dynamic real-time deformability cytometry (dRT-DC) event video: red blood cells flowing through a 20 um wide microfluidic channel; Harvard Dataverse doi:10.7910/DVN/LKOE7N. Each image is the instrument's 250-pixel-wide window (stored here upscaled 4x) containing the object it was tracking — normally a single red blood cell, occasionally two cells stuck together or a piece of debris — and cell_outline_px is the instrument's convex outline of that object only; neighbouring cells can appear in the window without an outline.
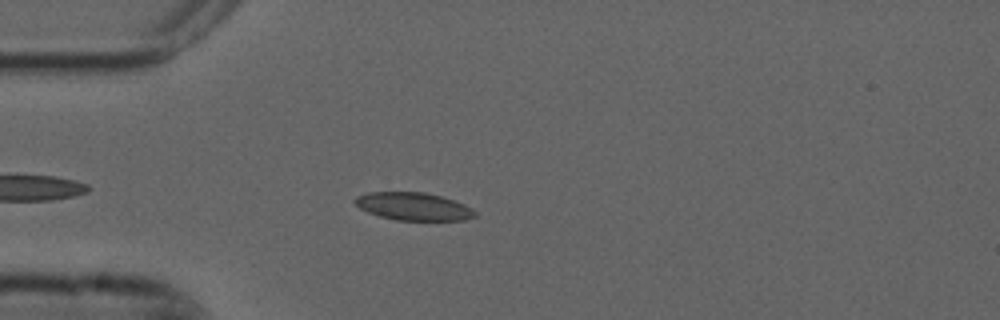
{"species": "common noctule bat (a hibernating species)", "species_latin": "Nyctalus noctula", "temperature_condition": "cold", "stored_images_in_passage": 5, "camera_frame_rate_fps": 3000, "um_per_image_px": 0.085, "animal": {"sex": "male", "forearm_length_mm": 52.5}, "frame": {"image": 1, "passage_image": 5, "time_ms": 1.333, "image_size_px": [1000, 320], "cell_outline_px": [[476, 216], [464, 220], [396, 220], [380, 216], [368, 212], [360, 208], [352, 200], [356, 196], [368, 192], [424, 192], [440, 196], [464, 204], [472, 208], [476, 212]], "centroid_in_image_um": [35.12, 17.54], "position_along_channel_um": 49.9, "area_um2": 19.36}}